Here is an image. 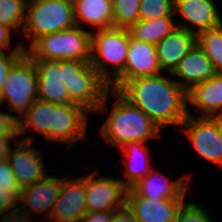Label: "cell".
Here are the masks:
<instances>
[{
  "label": "cell",
  "instance_id": "cell-1",
  "mask_svg": "<svg viewBox=\"0 0 222 222\" xmlns=\"http://www.w3.org/2000/svg\"><path fill=\"white\" fill-rule=\"evenodd\" d=\"M117 91L160 129L169 125L180 127L188 116L187 92L176 80L161 73L127 80Z\"/></svg>",
  "mask_w": 222,
  "mask_h": 222
},
{
  "label": "cell",
  "instance_id": "cell-2",
  "mask_svg": "<svg viewBox=\"0 0 222 222\" xmlns=\"http://www.w3.org/2000/svg\"><path fill=\"white\" fill-rule=\"evenodd\" d=\"M110 94L117 97V100L100 128V133L107 143L122 147L131 141L145 143L151 138L161 137L159 126L142 110L132 105L117 90L112 89Z\"/></svg>",
  "mask_w": 222,
  "mask_h": 222
},
{
  "label": "cell",
  "instance_id": "cell-3",
  "mask_svg": "<svg viewBox=\"0 0 222 222\" xmlns=\"http://www.w3.org/2000/svg\"><path fill=\"white\" fill-rule=\"evenodd\" d=\"M96 31L95 33L91 32L90 64L109 87L118 90L124 84V68L130 38L129 30L111 27ZM110 71L113 73L112 79Z\"/></svg>",
  "mask_w": 222,
  "mask_h": 222
},
{
  "label": "cell",
  "instance_id": "cell-4",
  "mask_svg": "<svg viewBox=\"0 0 222 222\" xmlns=\"http://www.w3.org/2000/svg\"><path fill=\"white\" fill-rule=\"evenodd\" d=\"M61 77L72 103L82 106L88 112L108 108L106 105L111 89L90 62L61 61Z\"/></svg>",
  "mask_w": 222,
  "mask_h": 222
},
{
  "label": "cell",
  "instance_id": "cell-5",
  "mask_svg": "<svg viewBox=\"0 0 222 222\" xmlns=\"http://www.w3.org/2000/svg\"><path fill=\"white\" fill-rule=\"evenodd\" d=\"M91 31L82 27L72 28L44 35L26 50L33 60H91Z\"/></svg>",
  "mask_w": 222,
  "mask_h": 222
},
{
  "label": "cell",
  "instance_id": "cell-6",
  "mask_svg": "<svg viewBox=\"0 0 222 222\" xmlns=\"http://www.w3.org/2000/svg\"><path fill=\"white\" fill-rule=\"evenodd\" d=\"M76 26L72 0H32L27 2L23 34L31 45L41 36Z\"/></svg>",
  "mask_w": 222,
  "mask_h": 222
},
{
  "label": "cell",
  "instance_id": "cell-7",
  "mask_svg": "<svg viewBox=\"0 0 222 222\" xmlns=\"http://www.w3.org/2000/svg\"><path fill=\"white\" fill-rule=\"evenodd\" d=\"M38 76L33 59L25 52L10 69L0 92V104L9 103L20 119L29 107L38 99ZM20 115V116H19Z\"/></svg>",
  "mask_w": 222,
  "mask_h": 222
},
{
  "label": "cell",
  "instance_id": "cell-8",
  "mask_svg": "<svg viewBox=\"0 0 222 222\" xmlns=\"http://www.w3.org/2000/svg\"><path fill=\"white\" fill-rule=\"evenodd\" d=\"M188 116L181 124L195 150L206 160L222 167V117H193L189 108Z\"/></svg>",
  "mask_w": 222,
  "mask_h": 222
},
{
  "label": "cell",
  "instance_id": "cell-9",
  "mask_svg": "<svg viewBox=\"0 0 222 222\" xmlns=\"http://www.w3.org/2000/svg\"><path fill=\"white\" fill-rule=\"evenodd\" d=\"M97 170L85 176L87 212L115 211L126 203L127 188L121 179L104 176L95 179Z\"/></svg>",
  "mask_w": 222,
  "mask_h": 222
},
{
  "label": "cell",
  "instance_id": "cell-10",
  "mask_svg": "<svg viewBox=\"0 0 222 222\" xmlns=\"http://www.w3.org/2000/svg\"><path fill=\"white\" fill-rule=\"evenodd\" d=\"M34 137L28 136L15 142L7 161L11 166L20 188L33 185L44 179L48 174L42 159V150L33 147Z\"/></svg>",
  "mask_w": 222,
  "mask_h": 222
},
{
  "label": "cell",
  "instance_id": "cell-11",
  "mask_svg": "<svg viewBox=\"0 0 222 222\" xmlns=\"http://www.w3.org/2000/svg\"><path fill=\"white\" fill-rule=\"evenodd\" d=\"M86 213L85 176L61 178L56 202L46 222H80Z\"/></svg>",
  "mask_w": 222,
  "mask_h": 222
},
{
  "label": "cell",
  "instance_id": "cell-12",
  "mask_svg": "<svg viewBox=\"0 0 222 222\" xmlns=\"http://www.w3.org/2000/svg\"><path fill=\"white\" fill-rule=\"evenodd\" d=\"M88 111L80 105L53 104L52 141L71 145L86 139Z\"/></svg>",
  "mask_w": 222,
  "mask_h": 222
},
{
  "label": "cell",
  "instance_id": "cell-13",
  "mask_svg": "<svg viewBox=\"0 0 222 222\" xmlns=\"http://www.w3.org/2000/svg\"><path fill=\"white\" fill-rule=\"evenodd\" d=\"M173 11L178 12L181 18L191 25L186 26L183 23L178 24L177 27L195 35L222 25V17L219 15L214 0H174Z\"/></svg>",
  "mask_w": 222,
  "mask_h": 222
},
{
  "label": "cell",
  "instance_id": "cell-14",
  "mask_svg": "<svg viewBox=\"0 0 222 222\" xmlns=\"http://www.w3.org/2000/svg\"><path fill=\"white\" fill-rule=\"evenodd\" d=\"M60 185V177L47 175L44 179L35 182L33 185L21 188L18 198V207L30 217H32V212L38 214L46 212L44 215L46 217L44 218L48 220L56 202ZM20 203L22 204L21 206Z\"/></svg>",
  "mask_w": 222,
  "mask_h": 222
},
{
  "label": "cell",
  "instance_id": "cell-15",
  "mask_svg": "<svg viewBox=\"0 0 222 222\" xmlns=\"http://www.w3.org/2000/svg\"><path fill=\"white\" fill-rule=\"evenodd\" d=\"M185 198L148 199L126 195V205L137 222H174Z\"/></svg>",
  "mask_w": 222,
  "mask_h": 222
},
{
  "label": "cell",
  "instance_id": "cell-16",
  "mask_svg": "<svg viewBox=\"0 0 222 222\" xmlns=\"http://www.w3.org/2000/svg\"><path fill=\"white\" fill-rule=\"evenodd\" d=\"M36 66L38 99L55 105H77L71 102L62 83L61 61L33 60Z\"/></svg>",
  "mask_w": 222,
  "mask_h": 222
},
{
  "label": "cell",
  "instance_id": "cell-17",
  "mask_svg": "<svg viewBox=\"0 0 222 222\" xmlns=\"http://www.w3.org/2000/svg\"><path fill=\"white\" fill-rule=\"evenodd\" d=\"M157 173L158 172L152 168L145 177L130 189H127L126 195H140L148 199L185 198L188 188L187 183L191 175H185L184 178L182 177L177 181L170 182L165 175L162 176L161 173L157 175ZM158 176L162 180L159 179ZM158 179L160 180L159 182Z\"/></svg>",
  "mask_w": 222,
  "mask_h": 222
},
{
  "label": "cell",
  "instance_id": "cell-18",
  "mask_svg": "<svg viewBox=\"0 0 222 222\" xmlns=\"http://www.w3.org/2000/svg\"><path fill=\"white\" fill-rule=\"evenodd\" d=\"M196 44V35L186 29L176 27L159 41L156 46L158 64L161 71L172 73L180 60Z\"/></svg>",
  "mask_w": 222,
  "mask_h": 222
},
{
  "label": "cell",
  "instance_id": "cell-19",
  "mask_svg": "<svg viewBox=\"0 0 222 222\" xmlns=\"http://www.w3.org/2000/svg\"><path fill=\"white\" fill-rule=\"evenodd\" d=\"M155 44L138 41L130 36L124 68V83L143 76L160 74Z\"/></svg>",
  "mask_w": 222,
  "mask_h": 222
},
{
  "label": "cell",
  "instance_id": "cell-20",
  "mask_svg": "<svg viewBox=\"0 0 222 222\" xmlns=\"http://www.w3.org/2000/svg\"><path fill=\"white\" fill-rule=\"evenodd\" d=\"M216 73L211 60L196 43L170 75L183 79L184 81L176 82L187 92L194 85L206 81Z\"/></svg>",
  "mask_w": 222,
  "mask_h": 222
},
{
  "label": "cell",
  "instance_id": "cell-21",
  "mask_svg": "<svg viewBox=\"0 0 222 222\" xmlns=\"http://www.w3.org/2000/svg\"><path fill=\"white\" fill-rule=\"evenodd\" d=\"M187 103L200 109L201 116L222 117V73L187 91Z\"/></svg>",
  "mask_w": 222,
  "mask_h": 222
},
{
  "label": "cell",
  "instance_id": "cell-22",
  "mask_svg": "<svg viewBox=\"0 0 222 222\" xmlns=\"http://www.w3.org/2000/svg\"><path fill=\"white\" fill-rule=\"evenodd\" d=\"M76 25L82 22L94 26L95 30L114 27L112 0H72Z\"/></svg>",
  "mask_w": 222,
  "mask_h": 222
},
{
  "label": "cell",
  "instance_id": "cell-23",
  "mask_svg": "<svg viewBox=\"0 0 222 222\" xmlns=\"http://www.w3.org/2000/svg\"><path fill=\"white\" fill-rule=\"evenodd\" d=\"M121 148H123L122 152L124 157H126L124 158L126 160L124 162L127 165L125 171L127 178L121 180L123 185L127 189H130L151 171L150 154L148 146L144 142L131 141ZM143 161H145V163Z\"/></svg>",
  "mask_w": 222,
  "mask_h": 222
},
{
  "label": "cell",
  "instance_id": "cell-24",
  "mask_svg": "<svg viewBox=\"0 0 222 222\" xmlns=\"http://www.w3.org/2000/svg\"><path fill=\"white\" fill-rule=\"evenodd\" d=\"M18 119V134L28 132V127L52 141L53 103L37 99Z\"/></svg>",
  "mask_w": 222,
  "mask_h": 222
},
{
  "label": "cell",
  "instance_id": "cell-25",
  "mask_svg": "<svg viewBox=\"0 0 222 222\" xmlns=\"http://www.w3.org/2000/svg\"><path fill=\"white\" fill-rule=\"evenodd\" d=\"M176 27L173 16H164L150 21H138L128 30L132 38L156 45Z\"/></svg>",
  "mask_w": 222,
  "mask_h": 222
},
{
  "label": "cell",
  "instance_id": "cell-26",
  "mask_svg": "<svg viewBox=\"0 0 222 222\" xmlns=\"http://www.w3.org/2000/svg\"><path fill=\"white\" fill-rule=\"evenodd\" d=\"M196 43L211 60L214 70L222 73V25L198 33Z\"/></svg>",
  "mask_w": 222,
  "mask_h": 222
},
{
  "label": "cell",
  "instance_id": "cell-27",
  "mask_svg": "<svg viewBox=\"0 0 222 222\" xmlns=\"http://www.w3.org/2000/svg\"><path fill=\"white\" fill-rule=\"evenodd\" d=\"M26 0H0V24L6 25L12 30L22 29L26 22Z\"/></svg>",
  "mask_w": 222,
  "mask_h": 222
},
{
  "label": "cell",
  "instance_id": "cell-28",
  "mask_svg": "<svg viewBox=\"0 0 222 222\" xmlns=\"http://www.w3.org/2000/svg\"><path fill=\"white\" fill-rule=\"evenodd\" d=\"M114 27L129 29L139 21L141 0H112Z\"/></svg>",
  "mask_w": 222,
  "mask_h": 222
},
{
  "label": "cell",
  "instance_id": "cell-29",
  "mask_svg": "<svg viewBox=\"0 0 222 222\" xmlns=\"http://www.w3.org/2000/svg\"><path fill=\"white\" fill-rule=\"evenodd\" d=\"M174 0H141L139 21H150L164 16H174Z\"/></svg>",
  "mask_w": 222,
  "mask_h": 222
},
{
  "label": "cell",
  "instance_id": "cell-30",
  "mask_svg": "<svg viewBox=\"0 0 222 222\" xmlns=\"http://www.w3.org/2000/svg\"><path fill=\"white\" fill-rule=\"evenodd\" d=\"M196 203H184L174 222H212V218Z\"/></svg>",
  "mask_w": 222,
  "mask_h": 222
},
{
  "label": "cell",
  "instance_id": "cell-31",
  "mask_svg": "<svg viewBox=\"0 0 222 222\" xmlns=\"http://www.w3.org/2000/svg\"><path fill=\"white\" fill-rule=\"evenodd\" d=\"M23 43H19L16 45L15 49L10 53V55H6L5 52H0V92L2 87L7 79L8 73L12 68L13 64L26 52L25 46Z\"/></svg>",
  "mask_w": 222,
  "mask_h": 222
},
{
  "label": "cell",
  "instance_id": "cell-32",
  "mask_svg": "<svg viewBox=\"0 0 222 222\" xmlns=\"http://www.w3.org/2000/svg\"><path fill=\"white\" fill-rule=\"evenodd\" d=\"M21 188L14 176L8 161H0V191L20 193Z\"/></svg>",
  "mask_w": 222,
  "mask_h": 222
},
{
  "label": "cell",
  "instance_id": "cell-33",
  "mask_svg": "<svg viewBox=\"0 0 222 222\" xmlns=\"http://www.w3.org/2000/svg\"><path fill=\"white\" fill-rule=\"evenodd\" d=\"M19 195L20 193L0 191V216L17 208Z\"/></svg>",
  "mask_w": 222,
  "mask_h": 222
},
{
  "label": "cell",
  "instance_id": "cell-34",
  "mask_svg": "<svg viewBox=\"0 0 222 222\" xmlns=\"http://www.w3.org/2000/svg\"><path fill=\"white\" fill-rule=\"evenodd\" d=\"M0 134H18V119L16 115L0 112Z\"/></svg>",
  "mask_w": 222,
  "mask_h": 222
},
{
  "label": "cell",
  "instance_id": "cell-35",
  "mask_svg": "<svg viewBox=\"0 0 222 222\" xmlns=\"http://www.w3.org/2000/svg\"><path fill=\"white\" fill-rule=\"evenodd\" d=\"M18 138L19 134H0V161L7 160L11 152L12 147L9 144L10 140L12 139L13 141L15 140V142H18L20 140V138Z\"/></svg>",
  "mask_w": 222,
  "mask_h": 222
},
{
  "label": "cell",
  "instance_id": "cell-36",
  "mask_svg": "<svg viewBox=\"0 0 222 222\" xmlns=\"http://www.w3.org/2000/svg\"><path fill=\"white\" fill-rule=\"evenodd\" d=\"M31 220L32 217L24 213L19 207L0 216V222H31Z\"/></svg>",
  "mask_w": 222,
  "mask_h": 222
},
{
  "label": "cell",
  "instance_id": "cell-37",
  "mask_svg": "<svg viewBox=\"0 0 222 222\" xmlns=\"http://www.w3.org/2000/svg\"><path fill=\"white\" fill-rule=\"evenodd\" d=\"M113 211L87 212L80 222H110Z\"/></svg>",
  "mask_w": 222,
  "mask_h": 222
},
{
  "label": "cell",
  "instance_id": "cell-38",
  "mask_svg": "<svg viewBox=\"0 0 222 222\" xmlns=\"http://www.w3.org/2000/svg\"><path fill=\"white\" fill-rule=\"evenodd\" d=\"M110 222H137L132 211L125 204L123 207L113 211Z\"/></svg>",
  "mask_w": 222,
  "mask_h": 222
},
{
  "label": "cell",
  "instance_id": "cell-39",
  "mask_svg": "<svg viewBox=\"0 0 222 222\" xmlns=\"http://www.w3.org/2000/svg\"><path fill=\"white\" fill-rule=\"evenodd\" d=\"M11 29L6 25L0 24V52H5L4 48L6 50L10 48Z\"/></svg>",
  "mask_w": 222,
  "mask_h": 222
}]
</instances>
